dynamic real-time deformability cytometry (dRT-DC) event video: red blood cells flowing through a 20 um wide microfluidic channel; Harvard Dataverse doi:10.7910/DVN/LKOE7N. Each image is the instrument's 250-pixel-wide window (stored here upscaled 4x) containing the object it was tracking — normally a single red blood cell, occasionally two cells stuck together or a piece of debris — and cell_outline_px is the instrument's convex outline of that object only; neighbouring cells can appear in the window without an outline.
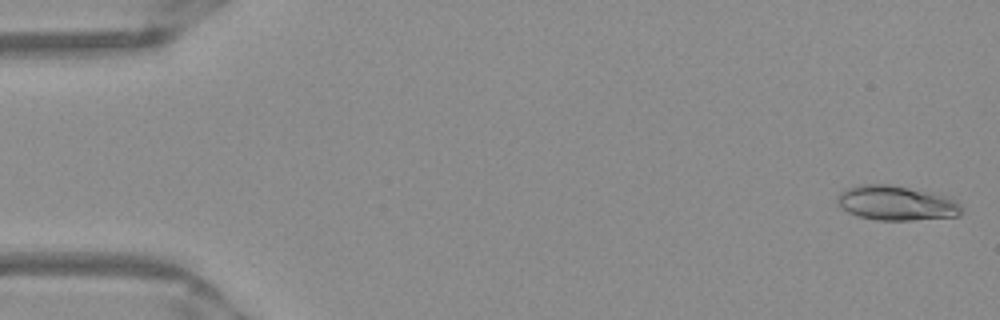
{"species": "Egyptian fruit bat (a non-hibernating species)", "species_latin": "Rousettus aegyptiacus", "temperature_condition": "warm", "stored_images_in_passage": 51, "camera_frame_rate_fps": 3000, "um_per_image_px": 0.085, "frame": {"image": 1, "passage_image": 1, "time_ms": 0.0, "image_size_px": [1000, 320], "cell_outline_px": [[964, 208], [960, 216], [912, 220], [876, 220], [860, 216], [848, 212], [840, 208], [836, 200], [836, 196], [840, 192], [848, 188], [860, 184], [888, 184], [908, 188], [940, 196], [952, 200], [960, 204]], "centroid_in_image_um": [76.12, 17.28], "position_along_channel_um": 8.9, "area_um2": 24.74}}
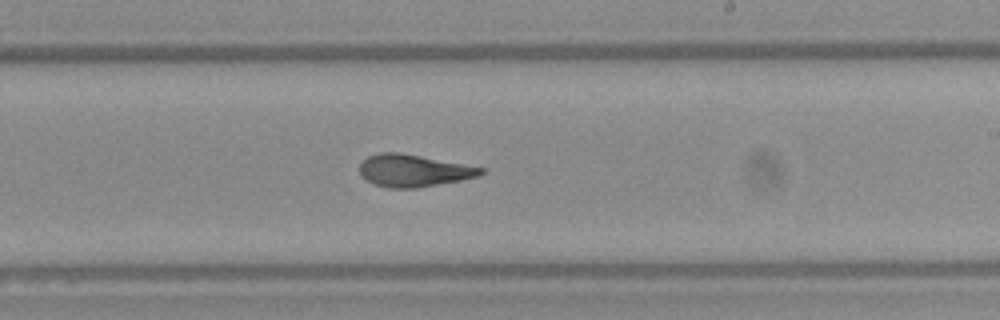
{"frame": {"image": 2, "passage_image": 30, "time_ms": 9.667, "image_size_px": [1000, 320], "cell_outline_px": [[484, 172], [480, 176], [460, 180], [416, 188], [388, 188], [372, 184], [360, 172], [360, 164], [368, 156], [380, 152], [400, 152], [484, 168]], "centroid_in_image_um": [35.14, 14.5], "position_along_channel_um": 253.9, "area_um2": 22.54}}
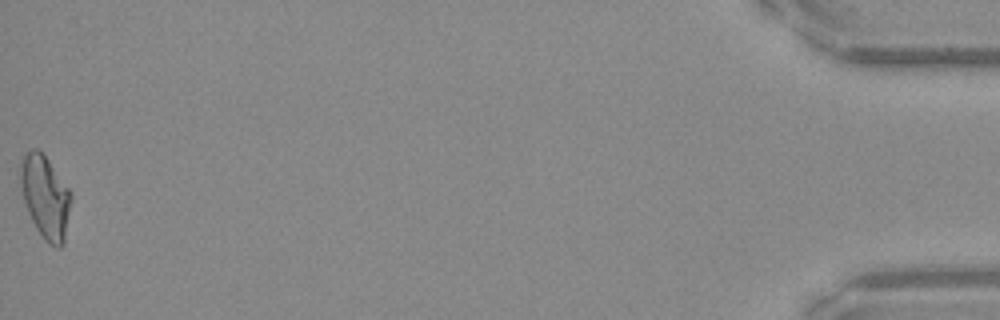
{"frame": {"image": 3, "passage_image": 51, "time_ms": 16.667, "image_size_px": [1000, 320], "cell_outline_px": [[72, 200], [64, 244], [60, 248], [56, 248], [48, 244], [44, 240], [36, 228], [28, 212], [24, 200], [16, 172], [24, 152], [32, 148], [36, 148], [48, 160], [72, 192]], "centroid_in_image_um": [3.83, 16.73], "position_along_channel_um": 431.4, "area_um2": 25.09}, "authors_computed_cell_mechanics": {"area_um2": 23.2356, "velocity_mm_per_s": 3.9619, "shape_relaxation_time_tau1_ms": null, "shape_relaxation_time_tau2_ms": 2.3524, "deformation_change_tau1": null, "deformation_change_tau2": 0.0907}}